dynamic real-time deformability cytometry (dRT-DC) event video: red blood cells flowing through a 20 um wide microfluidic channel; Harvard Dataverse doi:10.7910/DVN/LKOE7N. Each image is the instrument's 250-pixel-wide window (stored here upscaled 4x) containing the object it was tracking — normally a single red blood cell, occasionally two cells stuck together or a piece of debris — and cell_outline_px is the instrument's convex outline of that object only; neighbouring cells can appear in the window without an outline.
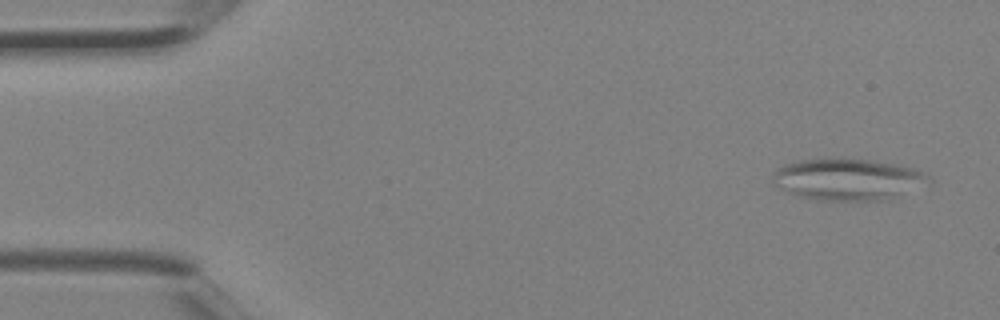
{"species": "Egyptian fruit bat (a non-hibernating species)", "species_latin": "Rousettus aegyptiacus", "temperature_condition": "room temperature", "stored_images_in_passage": 4, "camera_frame_rate_fps": 3000, "um_per_image_px": 0.085, "animal": {"sex": "female"}, "frame": {"image": 1, "passage_image": 1, "time_ms": 0.0, "image_size_px": [1000, 320], "cell_outline_px": [[932, 180], [892, 200], [816, 200], [796, 196], [780, 188], [772, 180], [776, 172], [784, 164], [796, 160], [828, 156], [840, 156], [868, 160], [892, 164], [912, 168], [924, 172]], "centroid_in_image_um": [72.04, 15.22], "position_along_channel_um": 13.0, "area_um2": 38.32}}